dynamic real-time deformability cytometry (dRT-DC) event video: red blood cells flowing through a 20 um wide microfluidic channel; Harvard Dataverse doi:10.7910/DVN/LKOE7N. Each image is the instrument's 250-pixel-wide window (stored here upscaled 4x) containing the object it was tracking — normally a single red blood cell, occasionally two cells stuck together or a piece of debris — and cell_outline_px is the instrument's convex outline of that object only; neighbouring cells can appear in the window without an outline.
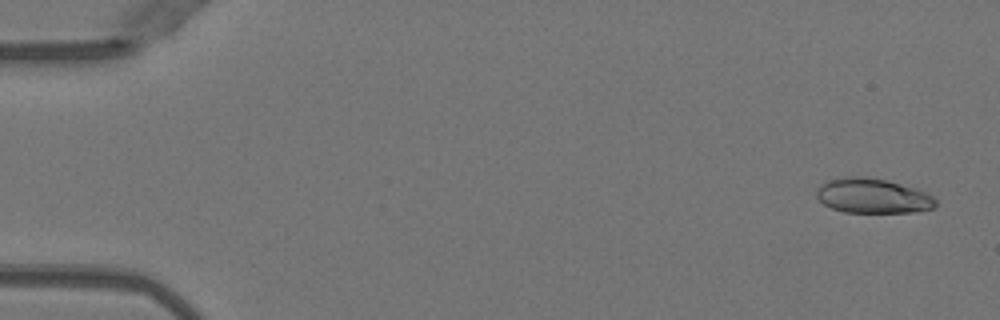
{"species": "Egyptian fruit bat (a non-hibernating species)", "species_latin": "Rousettus aegyptiacus", "temperature_condition": "warm", "stored_images_in_passage": 46, "camera_frame_rate_fps": 3000, "um_per_image_px": 0.085, "animal": {"sex": "female"}, "frame": {"image": 1, "passage_image": 1, "time_ms": 0.0, "image_size_px": [1000, 320], "cell_outline_px": [[936, 204], [932, 208], [912, 212], [844, 212], [832, 208], [824, 204], [816, 196], [816, 188], [824, 180], [844, 176], [864, 176], [884, 180], [916, 188], [932, 196], [936, 200]], "centroid_in_image_um": [74.11, 16.63], "position_along_channel_um": 10.9, "area_um2": 24.16}}
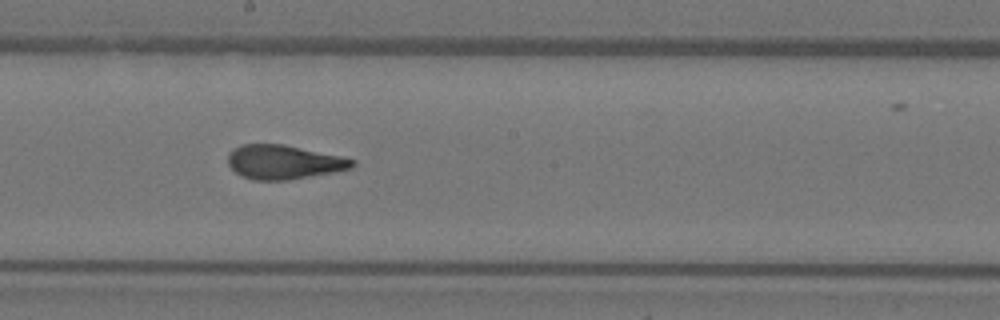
{"frame": {"image": 2, "passage_image": 27, "time_ms": 8.667, "image_size_px": [1000, 320], "cell_outline_px": [[356, 164], [352, 168], [332, 172], [288, 180], [252, 180], [240, 176], [228, 164], [228, 152], [232, 148], [240, 144], [284, 144], [340, 156], [356, 160]], "centroid_in_image_um": [24.08, 13.77], "position_along_channel_um": 224.1, "area_um2": 24.8}}
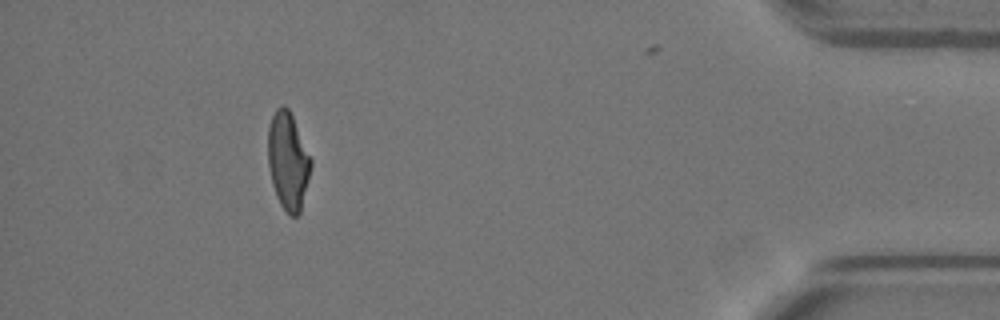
{"frame": {"image": 3, "passage_image": 45, "time_ms": 14.667, "image_size_px": [1000, 320], "cell_outline_px": [[312, 164], [300, 212], [296, 216], [288, 216], [280, 204], [276, 196], [272, 184], [268, 164], [268, 128], [272, 116], [276, 108], [280, 104], [284, 104], [288, 108], [292, 116], [312, 160]], "centroid_in_image_um": [24.46, 13.68], "position_along_channel_um": 410.7, "area_um2": 24.33}}